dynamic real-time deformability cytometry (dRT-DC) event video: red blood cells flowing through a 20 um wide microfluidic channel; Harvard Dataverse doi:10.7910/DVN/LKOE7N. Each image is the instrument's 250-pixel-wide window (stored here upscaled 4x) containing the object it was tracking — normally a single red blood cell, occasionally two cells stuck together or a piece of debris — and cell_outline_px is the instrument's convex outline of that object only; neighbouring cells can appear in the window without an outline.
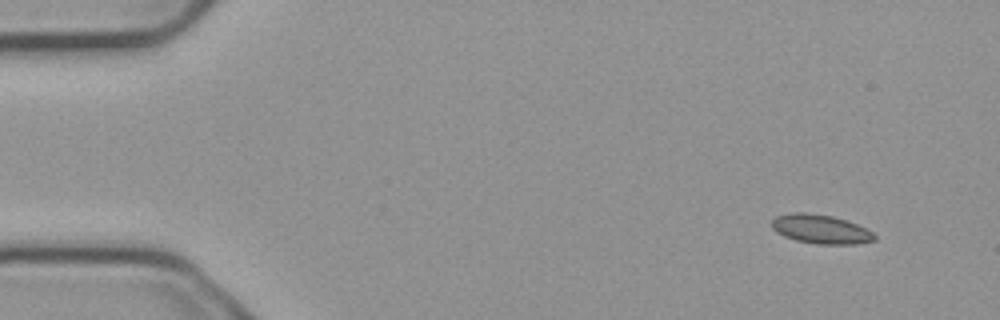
{"species": "common noctule bat (a hibernating species)", "species_latin": "Nyctalus noctula", "temperature_condition": "cold", "stored_images_in_passage": 4, "camera_frame_rate_fps": 3000, "um_per_image_px": 0.085, "animal": {"sex": "male", "body_mass_g": 23.1, "forearm_length_mm": 52.7}, "frame": {"image": 1, "passage_image": 1, "time_ms": 0.0, "image_size_px": [1000, 320], "cell_outline_px": [[876, 240], [856, 244], [816, 244], [796, 240], [784, 236], [776, 232], [772, 228], [772, 220], [776, 216], [792, 212], [804, 212], [832, 216], [856, 224], [872, 232], [876, 236]], "centroid_in_image_um": [69.74, 19.48], "position_along_channel_um": 15.3, "area_um2": 17.28}}
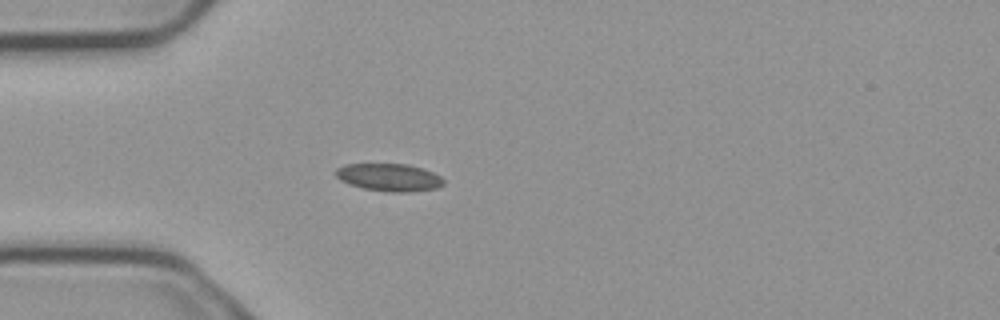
{"frame": {"image": 2, "passage_image": 4, "time_ms": 1.0, "image_size_px": [1000, 320], "cell_outline_px": [[444, 184], [440, 188], [412, 192], [388, 192], [364, 188], [348, 184], [340, 180], [336, 176], [336, 168], [344, 164], [408, 164], [424, 168], [440, 176], [444, 180]], "centroid_in_image_um": [33.11, 15.08], "position_along_channel_um": 51.9, "area_um2": 17.57}}